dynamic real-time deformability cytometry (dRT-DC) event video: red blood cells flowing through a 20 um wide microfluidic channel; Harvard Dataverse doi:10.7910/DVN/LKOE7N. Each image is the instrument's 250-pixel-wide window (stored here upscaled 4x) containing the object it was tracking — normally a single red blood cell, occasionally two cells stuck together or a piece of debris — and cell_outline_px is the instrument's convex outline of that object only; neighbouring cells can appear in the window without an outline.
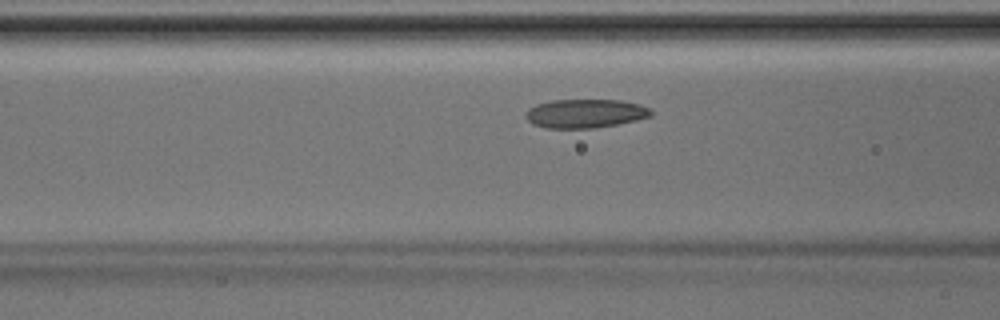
{"species": "Egyptian fruit bat (a non-hibernating species)", "species_latin": "Rousettus aegyptiacus", "temperature_condition": "room temperature", "stored_images_in_passage": 39, "camera_frame_rate_fps": 3000, "um_per_image_px": 0.085, "animal": {"sex": "male"}, "frame": {"image": 1, "passage_image": 11, "time_ms": 3.333, "image_size_px": [1000, 320], "cell_outline_px": [[652, 116], [636, 120], [616, 124], [592, 128], [544, 128], [532, 124], [524, 116], [524, 112], [528, 108], [536, 104], [552, 100], [624, 100], [640, 104], [652, 108]], "centroid_in_image_um": [49.73, 9.64], "position_along_channel_um": 116.9, "area_um2": 21.27}}
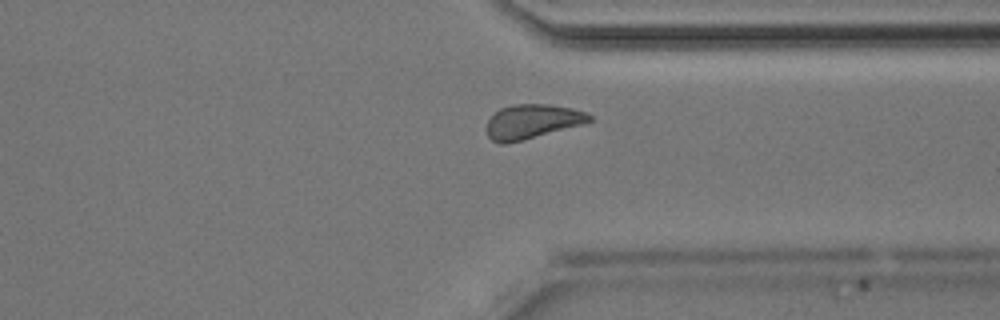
{"frame": {"image": 2, "passage_image": 28, "time_ms": 9.0, "image_size_px": [1000, 320], "cell_outline_px": [[592, 120], [584, 124], [508, 144], [500, 144], [492, 140], [488, 136], [484, 128], [488, 120], [500, 108], [512, 104], [548, 104], [572, 108], [584, 112], [592, 116]], "centroid_in_image_um": [45.2, 10.34], "position_along_channel_um": 366.2, "area_um2": 20.75}}
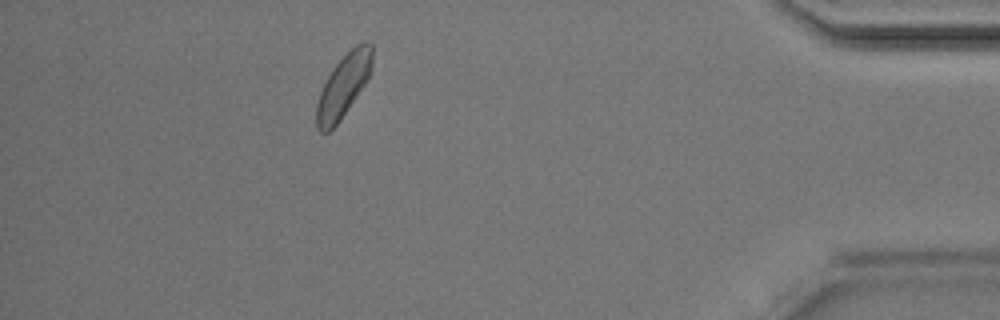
{"frame": {"image": 3, "passage_image": 34, "time_ms": 11.0, "image_size_px": [1000, 320], "cell_outline_px": [[372, 68], [368, 80], [340, 120], [328, 132], [320, 132], [316, 128], [316, 104], [320, 92], [328, 76], [336, 64], [356, 44], [364, 40], [372, 44]], "centroid_in_image_um": [29.2, 7.29], "position_along_channel_um": 406.0, "area_um2": 20.29}}